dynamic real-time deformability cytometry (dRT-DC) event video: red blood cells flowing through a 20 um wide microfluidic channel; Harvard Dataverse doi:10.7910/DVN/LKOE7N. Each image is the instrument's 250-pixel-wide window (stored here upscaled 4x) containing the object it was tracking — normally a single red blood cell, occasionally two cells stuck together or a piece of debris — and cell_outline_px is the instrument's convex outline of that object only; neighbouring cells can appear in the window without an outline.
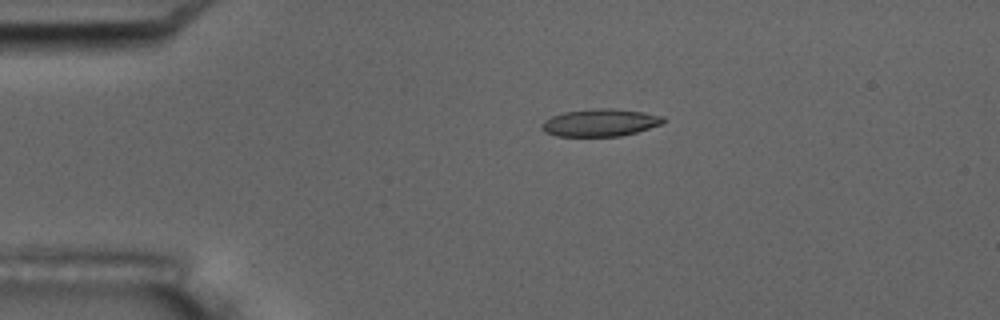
{"species": "common noctule bat (a hibernating species)", "species_latin": "Nyctalus noctula", "temperature_condition": "room temperature", "stored_images_in_passage": 6, "camera_frame_rate_fps": 3000, "um_per_image_px": 0.085, "animal": {"sex": "male", "body_mass_g": 17.5, "forearm_length_mm": 52.3}, "frame": {"image": 1, "passage_image": 4, "time_ms": 3.333, "image_size_px": [1000, 320], "cell_outline_px": [[664, 120], [660, 124], [636, 132], [620, 136], [556, 136], [544, 132], [540, 128], [540, 124], [544, 120], [552, 116], [564, 112], [592, 108], [612, 108], [644, 112], [664, 116]], "centroid_in_image_um": [50.96, 10.42], "position_along_channel_um": 34.0, "area_um2": 19.48}}
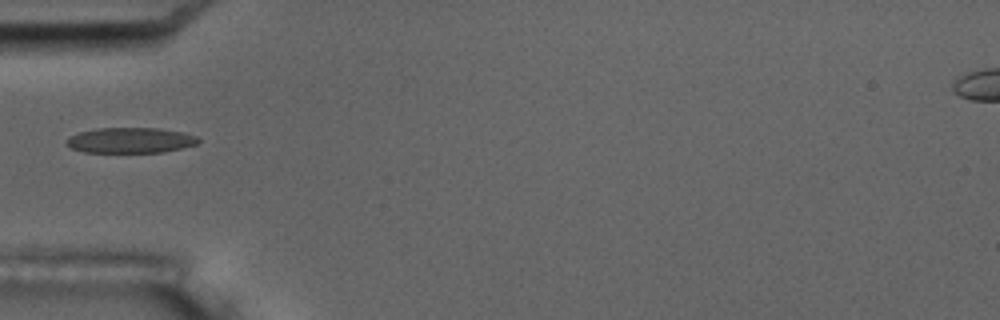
{"frame": {"image": 2, "passage_image": 6, "time_ms": 5.667, "image_size_px": [1000, 320], "cell_outline_px": [[200, 140], [196, 144], [164, 152], [84, 152], [72, 148], [64, 144], [64, 140], [80, 132], [96, 128], [160, 128], [184, 132], [196, 136]], "centroid_in_image_um": [11.07, 11.92], "position_along_channel_um": 73.9, "area_um2": 19.54}}